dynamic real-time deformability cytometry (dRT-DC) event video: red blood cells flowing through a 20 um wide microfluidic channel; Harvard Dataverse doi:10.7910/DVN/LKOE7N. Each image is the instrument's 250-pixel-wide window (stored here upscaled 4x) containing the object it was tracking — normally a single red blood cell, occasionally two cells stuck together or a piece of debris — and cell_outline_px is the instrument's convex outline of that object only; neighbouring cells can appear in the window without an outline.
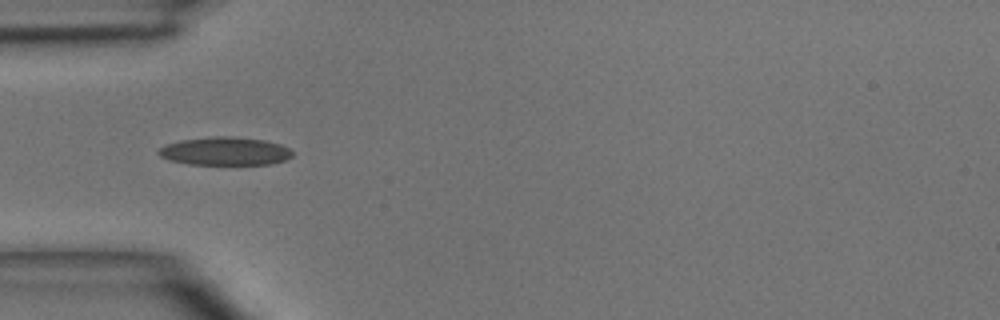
{"species": "common noctule bat (a hibernating species)", "species_latin": "Nyctalus noctula", "temperature_condition": "room temperature", "stored_images_in_passage": 1, "camera_frame_rate_fps": 3000, "um_per_image_px": 0.085, "animal": {"sex": "male", "body_mass_g": 15.6}, "frame": {"image": 1, "passage_image": 1, "time_ms": 0.0, "image_size_px": [1000, 320], "cell_outline_px": [[292, 156], [284, 160], [272, 164], [188, 164], [168, 160], [160, 156], [156, 152], [164, 144], [180, 140], [212, 136], [232, 136], [264, 140], [280, 144], [288, 148], [292, 152]], "centroid_in_image_um": [19.08, 12.84], "position_along_channel_um": 65.9, "area_um2": 22.08}}